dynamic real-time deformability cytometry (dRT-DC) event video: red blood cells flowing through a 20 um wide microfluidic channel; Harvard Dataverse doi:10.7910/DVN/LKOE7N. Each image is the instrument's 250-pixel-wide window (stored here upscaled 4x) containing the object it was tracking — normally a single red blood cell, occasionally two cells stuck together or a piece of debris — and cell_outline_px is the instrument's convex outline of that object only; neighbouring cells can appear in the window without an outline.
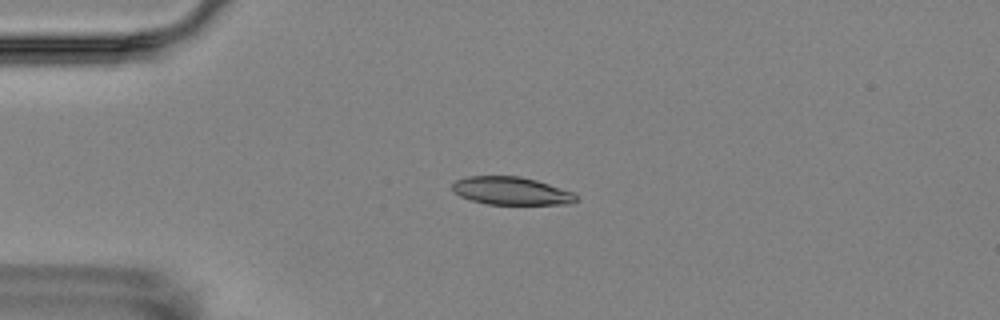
{"species": "Egyptian fruit bat (a non-hibernating species)", "species_latin": "Rousettus aegyptiacus", "temperature_condition": "room temperature", "stored_images_in_passage": 4, "camera_frame_rate_fps": 3000, "um_per_image_px": 0.085, "animal": {"sex": "female"}, "frame": {"image": 1, "passage_image": 3, "time_ms": 2.333, "image_size_px": [1000, 320], "cell_outline_px": [[576, 200], [572, 204], [488, 204], [472, 200], [460, 196], [452, 192], [452, 184], [456, 180], [468, 176], [520, 176], [536, 180], [576, 192]], "centroid_in_image_um": [43.47, 16.22], "position_along_channel_um": 41.5, "area_um2": 20.23}}